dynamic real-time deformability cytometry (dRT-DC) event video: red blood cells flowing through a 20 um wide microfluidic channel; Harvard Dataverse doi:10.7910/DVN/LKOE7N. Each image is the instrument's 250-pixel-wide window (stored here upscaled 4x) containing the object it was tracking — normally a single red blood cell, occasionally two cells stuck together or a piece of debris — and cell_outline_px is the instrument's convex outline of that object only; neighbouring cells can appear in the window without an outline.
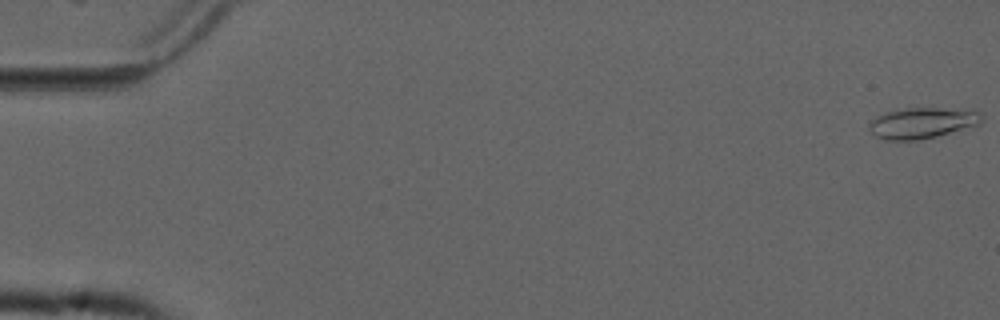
{"species": "common noctule bat (a hibernating species)", "species_latin": "Nyctalus noctula", "temperature_condition": "cold", "stored_images_in_passage": 55, "camera_frame_rate_fps": 3000, "um_per_image_px": 0.085, "animal": {"sex": "male", "forearm_length_mm": 52.5}, "frame": {"image": 1, "passage_image": 1, "time_ms": 0.0, "image_size_px": [1000, 320], "cell_outline_px": [[984, 120], [980, 124], [936, 136], [916, 140], [884, 140], [876, 136], [868, 128], [868, 120], [876, 116], [888, 112], [908, 108], [972, 108], [980, 112], [984, 116]], "centroid_in_image_um": [78.43, 10.43], "position_along_channel_um": 6.6, "area_um2": 20.58}}
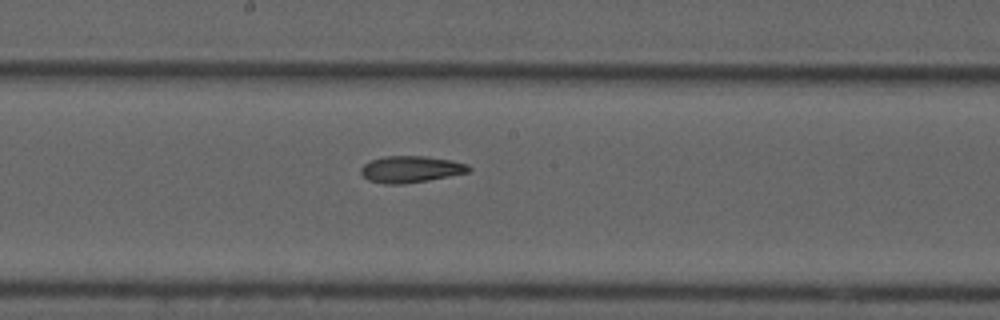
{"frame": {"image": 2, "passage_image": 30, "time_ms": 9.667, "image_size_px": [1000, 320], "cell_outline_px": [[472, 168], [468, 172], [428, 180], [400, 184], [384, 184], [368, 180], [360, 172], [360, 168], [364, 164], [372, 160], [384, 156], [428, 156], [452, 160], [468, 164]], "centroid_in_image_um": [34.91, 14.38], "position_along_channel_um": 213.3, "area_um2": 16.7}}
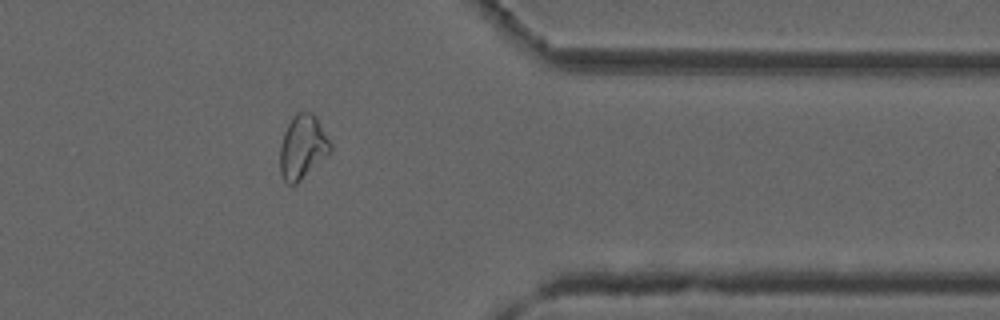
{"frame": {"image": 3, "passage_image": 45, "time_ms": 14.667, "image_size_px": [1000, 320], "cell_outline_px": [[332, 148], [296, 184], [288, 184], [284, 180], [280, 172], [280, 144], [284, 132], [292, 116], [296, 112], [312, 112], [316, 116], [332, 144]], "centroid_in_image_um": [25.69, 12.45], "position_along_channel_um": 385.7, "area_um2": 18.44}, "authors_computed_cell_mechanics": {"area_um2": 18.0914, "velocity_mm_per_s": 3.742, "shape_relaxation_time_tau1_ms": 9.9773, "shape_relaxation_time_tau2_ms": 3.7328, "deformation_change_tau1": 0.206, "deformation_change_tau2": 0.1054}}